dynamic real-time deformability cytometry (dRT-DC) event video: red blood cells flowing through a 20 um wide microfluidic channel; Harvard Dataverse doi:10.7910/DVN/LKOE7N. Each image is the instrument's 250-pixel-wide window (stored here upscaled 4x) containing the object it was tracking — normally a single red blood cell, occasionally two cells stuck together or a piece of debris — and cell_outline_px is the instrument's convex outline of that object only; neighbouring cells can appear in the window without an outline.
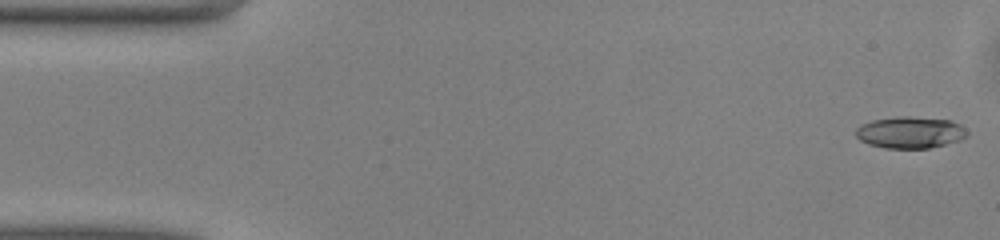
{"species": "common noctule bat (a hibernating species)", "species_latin": "Nyctalus noctula", "temperature_condition": "warm", "stored_images_in_passage": 49, "camera_frame_rate_fps": 3000, "um_per_image_px": 0.085, "animal": {"sex": "male", "body_mass_g": 13.0, "forearm_length_mm": 53.1}, "frame": {"image": 1, "passage_image": 1, "time_ms": 0.0, "image_size_px": [1000, 240], "cell_outline_px": [[968, 136], [960, 140], [928, 148], [884, 148], [868, 144], [860, 140], [856, 136], [856, 128], [872, 120], [900, 116], [908, 116], [952, 120], [960, 124], [968, 132]], "centroid_in_image_um": [77.38, 11.25], "position_along_channel_um": 7.6, "area_um2": 20.52}}
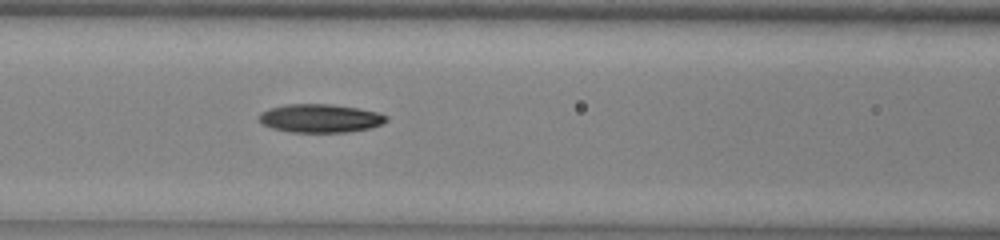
{"frame": {"image": 2, "passage_image": 20, "time_ms": 6.333, "image_size_px": [1000, 240], "cell_outline_px": [[388, 120], [384, 124], [372, 128], [348, 132], [292, 132], [272, 128], [264, 124], [260, 120], [260, 112], [268, 108], [288, 104], [332, 104], [380, 112], [388, 116]], "centroid_in_image_um": [27.28, 10.05], "position_along_channel_um": 139.3, "area_um2": 21.21}}
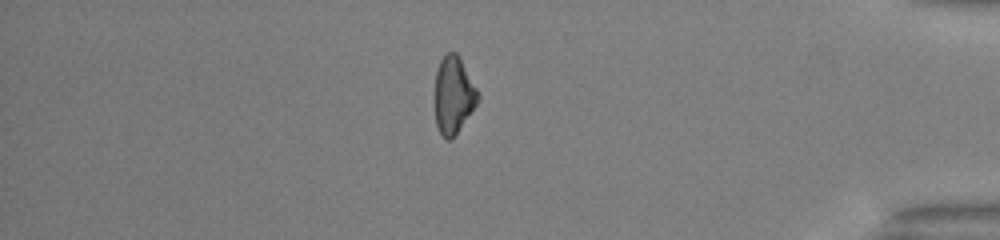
{"frame": {"image": 3, "passage_image": 42, "time_ms": 13.667, "image_size_px": [1000, 240], "cell_outline_px": [[480, 96], [476, 104], [456, 132], [448, 140], [440, 132], [436, 124], [432, 96], [436, 72], [440, 60], [448, 52], [456, 52], [460, 56]], "centroid_in_image_um": [38.49, 8.02], "position_along_channel_um": 396.7, "area_um2": 19.42}, "authors_computed_cell_mechanics": {"area_um2": 20.5768, "velocity_mm_per_s": 4.0782, "shape_relaxation_time_tau1_ms": 7.1229, "shape_relaxation_time_tau2_ms": null, "deformation_change_tau1": 0.1811, "deformation_change_tau2": null}}